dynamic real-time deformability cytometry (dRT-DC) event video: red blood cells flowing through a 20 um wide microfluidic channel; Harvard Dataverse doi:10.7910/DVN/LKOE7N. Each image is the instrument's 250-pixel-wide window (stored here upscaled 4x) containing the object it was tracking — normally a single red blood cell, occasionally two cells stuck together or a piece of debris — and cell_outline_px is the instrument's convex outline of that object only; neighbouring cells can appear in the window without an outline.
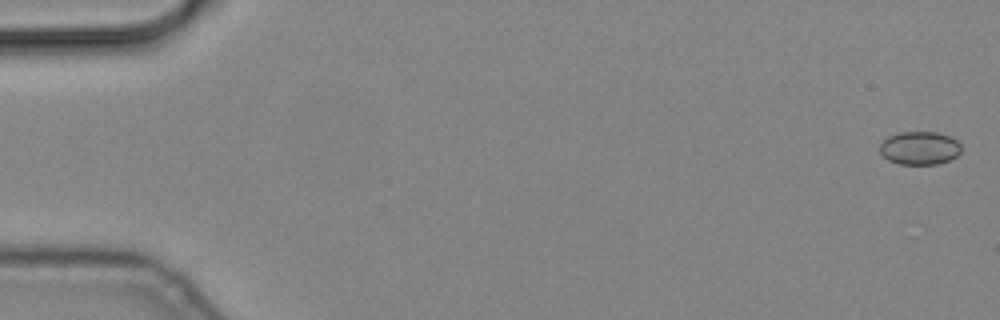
{"species": "common noctule bat (a hibernating species)", "species_latin": "Nyctalus noctula", "temperature_condition": "cold", "stored_images_in_passage": 57, "camera_frame_rate_fps": 3000, "um_per_image_px": 0.085, "animal": {"sex": "male", "body_mass_g": 19.2, "forearm_length_mm": 51.8}, "frame": {"image": 1, "passage_image": 2, "time_ms": 0.333, "image_size_px": [1000, 320], "cell_outline_px": [[960, 152], [956, 156], [948, 160], [936, 164], [900, 164], [888, 160], [880, 152], [880, 144], [888, 136], [900, 132], [936, 132], [952, 136], [960, 144]], "centroid_in_image_um": [78.17, 12.57], "position_along_channel_um": 6.8, "area_um2": 15.72}}
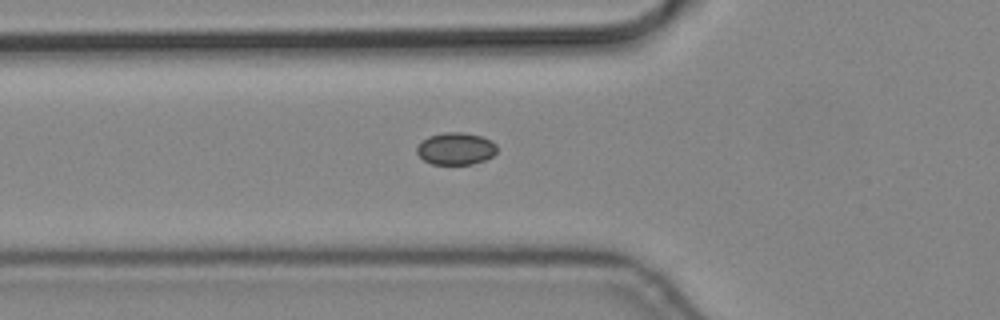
{"frame": {"image": 2, "passage_image": 21, "time_ms": 6.667, "image_size_px": [1000, 320], "cell_outline_px": [[496, 152], [492, 156], [484, 160], [472, 164], [432, 164], [424, 160], [416, 152], [416, 148], [420, 140], [428, 136], [444, 132], [464, 132], [480, 136], [492, 140], [496, 144]], "centroid_in_image_um": [38.72, 12.62], "position_along_channel_um": 87.1, "area_um2": 15.14}}
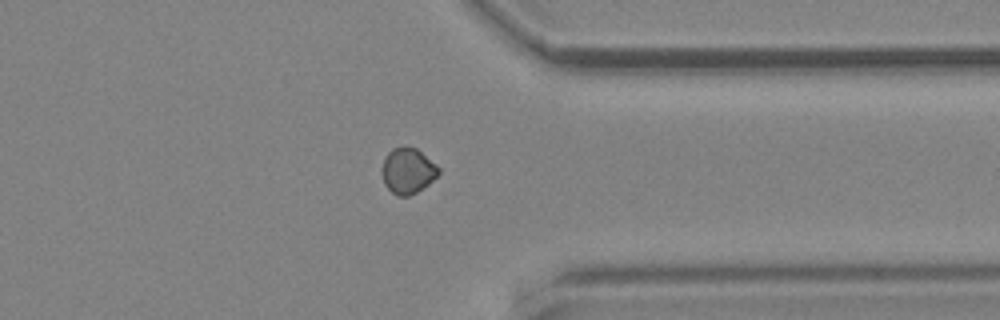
{"frame": {"image": 3, "passage_image": 45, "time_ms": 14.667, "image_size_px": [1000, 320], "cell_outline_px": [[440, 172], [428, 184], [416, 192], [408, 196], [396, 196], [384, 184], [380, 172], [384, 160], [388, 152], [392, 148], [416, 148], [436, 164], [440, 168]], "centroid_in_image_um": [34.64, 14.54], "position_along_channel_um": 376.8, "area_um2": 14.91}}